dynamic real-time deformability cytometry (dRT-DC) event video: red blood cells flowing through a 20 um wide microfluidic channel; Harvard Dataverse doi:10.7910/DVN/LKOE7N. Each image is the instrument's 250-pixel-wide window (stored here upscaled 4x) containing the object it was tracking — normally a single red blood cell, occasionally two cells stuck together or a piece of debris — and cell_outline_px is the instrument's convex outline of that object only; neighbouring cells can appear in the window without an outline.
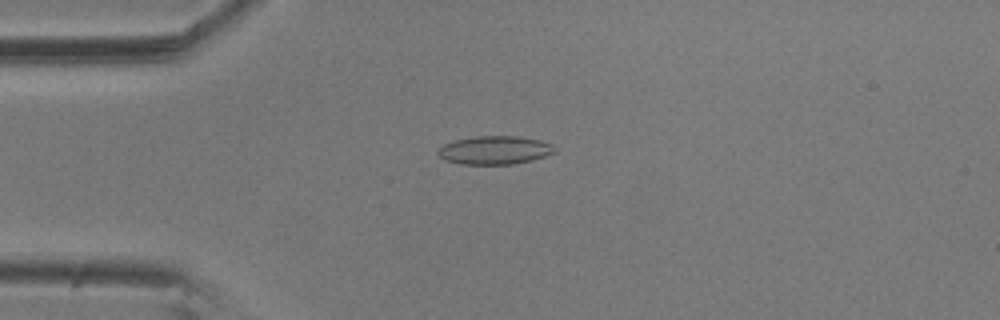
{"species": "common noctule bat (a hibernating species)", "species_latin": "Nyctalus noctula", "temperature_condition": "room temperature", "stored_images_in_passage": 50, "camera_frame_rate_fps": 3000, "um_per_image_px": 0.085, "animal": {"sex": "male", "body_mass_g": 20.5, "forearm_length_mm": 52.5}, "frame": {"image": 1, "passage_image": 11, "time_ms": 3.333, "image_size_px": [1000, 320], "cell_outline_px": [[556, 152], [532, 160], [512, 164], [460, 164], [444, 160], [436, 152], [444, 144], [456, 140], [476, 136], [516, 136], [540, 140], [552, 144], [556, 148]], "centroid_in_image_um": [42.06, 12.76], "position_along_channel_um": 42.9, "area_um2": 19.25}}
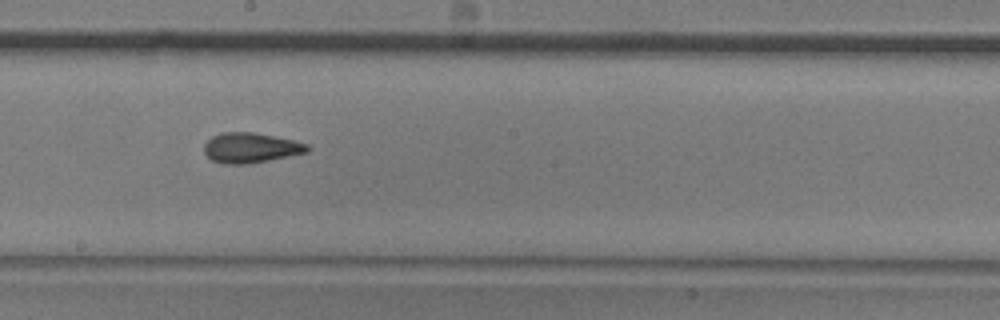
{"frame": {"image": 2, "passage_image": 28, "time_ms": 9.0, "image_size_px": [1000, 320], "cell_outline_px": [[312, 148], [308, 152], [248, 164], [224, 164], [212, 160], [204, 152], [204, 144], [212, 136], [220, 132], [252, 132], [276, 136], [308, 144]], "centroid_in_image_um": [21.31, 12.55], "position_along_channel_um": 226.9, "area_um2": 18.15}}
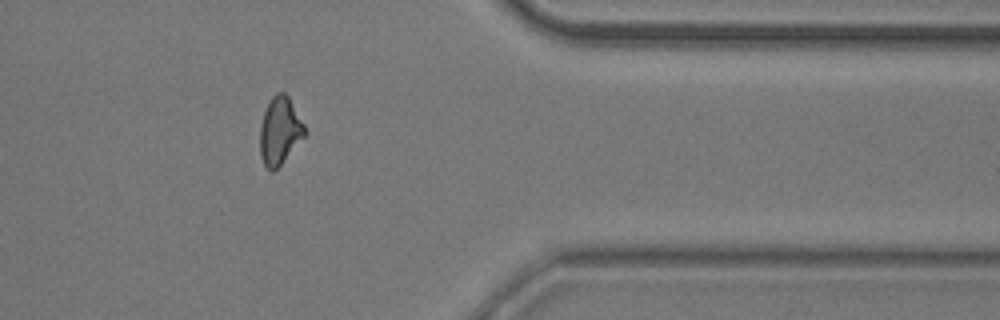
{"frame": {"image": 3, "passage_image": 43, "time_ms": 14.0, "image_size_px": [1000, 320], "cell_outline_px": [[304, 136], [284, 160], [272, 172], [264, 164], [260, 156], [260, 124], [264, 112], [272, 96], [276, 92], [284, 92], [288, 96], [304, 124]], "centroid_in_image_um": [23.76, 11.1], "position_along_channel_um": 387.6, "area_um2": 17.22}}